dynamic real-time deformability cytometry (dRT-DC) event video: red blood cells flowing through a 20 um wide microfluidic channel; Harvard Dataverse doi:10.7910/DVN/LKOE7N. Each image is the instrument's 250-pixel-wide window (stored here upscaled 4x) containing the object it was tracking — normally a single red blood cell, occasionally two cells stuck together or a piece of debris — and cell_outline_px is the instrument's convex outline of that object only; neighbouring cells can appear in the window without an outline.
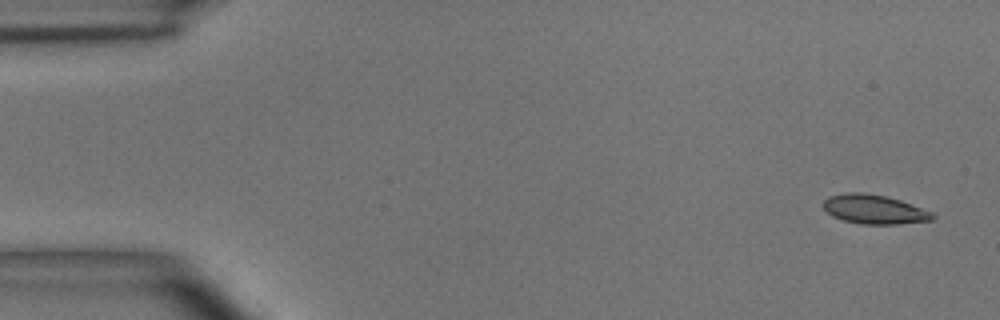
{"species": "common noctule bat (a hibernating species)", "species_latin": "Nyctalus noctula", "temperature_condition": "room temperature", "stored_images_in_passage": 6, "camera_frame_rate_fps": 3000, "um_per_image_px": 0.085, "animal": {"sex": "male", "body_mass_g": 15.6}, "frame": {"image": 1, "passage_image": 1, "time_ms": 0.0, "image_size_px": [1000, 320], "cell_outline_px": [[936, 216], [932, 220], [900, 224], [864, 224], [844, 220], [832, 216], [824, 208], [824, 200], [828, 196], [844, 192], [864, 192], [884, 196], [900, 200], [932, 212]], "centroid_in_image_um": [74.3, 17.79], "position_along_channel_um": 10.7, "area_um2": 18.5}}
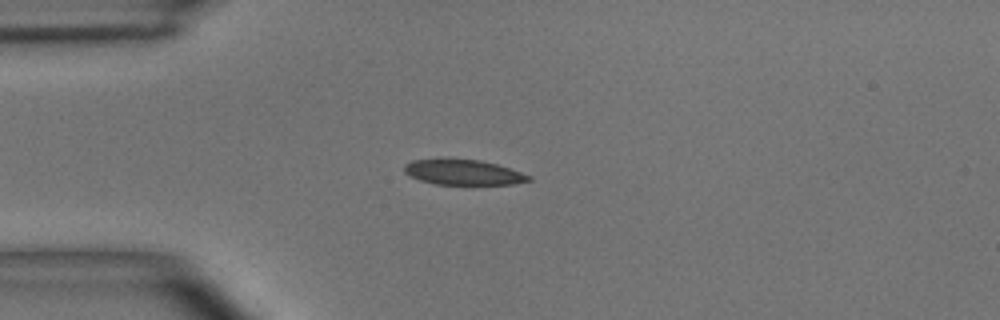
{"frame": {"image": 2, "passage_image": 4, "time_ms": 3.667, "image_size_px": [1000, 320], "cell_outline_px": [[532, 180], [512, 184], [436, 184], [420, 180], [404, 172], [404, 164], [412, 160], [480, 160], [496, 164], [532, 176]], "centroid_in_image_um": [39.39, 14.66], "position_along_channel_um": 45.6, "area_um2": 17.8}}
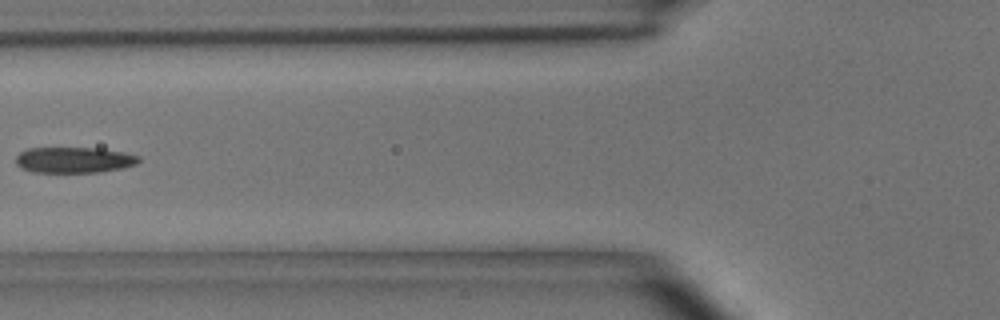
{"frame": {"image": 3, "passage_image": 6, "time_ms": 6.0, "image_size_px": [1000, 320], "cell_outline_px": [[140, 160], [136, 164], [120, 168], [100, 172], [32, 172], [20, 168], [16, 164], [16, 156], [20, 152], [28, 148], [100, 148], [124, 152], [140, 156]], "centroid_in_image_um": [6.27, 13.59], "position_along_channel_um": 119.5, "area_um2": 18.55}}